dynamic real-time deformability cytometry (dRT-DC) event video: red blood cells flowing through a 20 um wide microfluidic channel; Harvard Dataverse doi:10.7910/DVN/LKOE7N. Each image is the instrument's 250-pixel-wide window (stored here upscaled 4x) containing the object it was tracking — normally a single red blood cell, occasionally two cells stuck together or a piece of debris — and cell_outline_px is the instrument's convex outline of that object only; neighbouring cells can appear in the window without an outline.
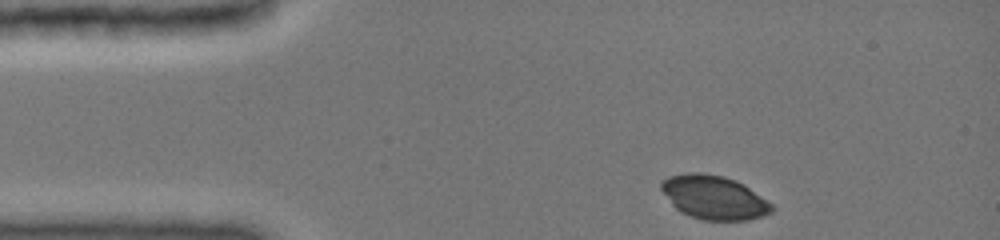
{"species": "common noctule bat (a hibernating species)", "species_latin": "Nyctalus noctula", "temperature_condition": "cold", "stored_images_in_passage": 16, "camera_frame_rate_fps": 3000, "um_per_image_px": 0.085, "animal": {"sex": "female", "body_mass_g": 19.0, "forearm_length_mm": 51.5}, "frame": {"image": 1, "passage_image": 1, "time_ms": 0.0, "image_size_px": [1000, 240], "cell_outline_px": [[776, 208], [772, 212], [748, 220], [704, 220], [680, 212], [672, 204], [660, 188], [660, 184], [668, 176], [688, 172], [700, 172], [724, 176], [736, 180], [744, 184], [772, 204]], "centroid_in_image_um": [60.69, 16.77], "position_along_channel_um": 24.3, "area_um2": 28.15}}
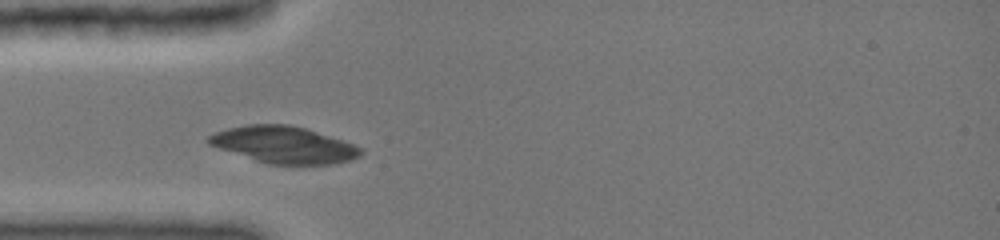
{"frame": {"image": 2, "passage_image": 15, "time_ms": 2.333, "image_size_px": [1000, 240], "cell_outline_px": [[364, 152], [360, 156], [352, 160], [332, 164], [268, 164], [208, 144], [204, 140], [208, 136], [216, 132], [228, 128], [248, 124], [288, 124], [304, 128], [344, 140], [364, 148]], "centroid_in_image_um": [24.17, 12.3], "position_along_channel_um": 60.8, "area_um2": 32.54}}